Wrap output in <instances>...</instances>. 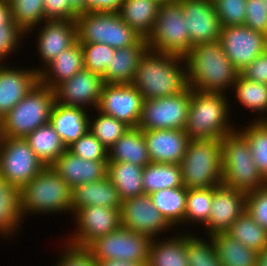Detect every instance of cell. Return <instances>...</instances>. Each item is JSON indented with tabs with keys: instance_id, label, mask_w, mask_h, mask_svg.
<instances>
[{
	"instance_id": "obj_1",
	"label": "cell",
	"mask_w": 267,
	"mask_h": 266,
	"mask_svg": "<svg viewBox=\"0 0 267 266\" xmlns=\"http://www.w3.org/2000/svg\"><path fill=\"white\" fill-rule=\"evenodd\" d=\"M132 85L143 99L182 93L189 87L185 58L147 49L138 63Z\"/></svg>"
},
{
	"instance_id": "obj_2",
	"label": "cell",
	"mask_w": 267,
	"mask_h": 266,
	"mask_svg": "<svg viewBox=\"0 0 267 266\" xmlns=\"http://www.w3.org/2000/svg\"><path fill=\"white\" fill-rule=\"evenodd\" d=\"M188 86L198 92H224L240 72L225 55L219 40L193 45L185 57Z\"/></svg>"
},
{
	"instance_id": "obj_3",
	"label": "cell",
	"mask_w": 267,
	"mask_h": 266,
	"mask_svg": "<svg viewBox=\"0 0 267 266\" xmlns=\"http://www.w3.org/2000/svg\"><path fill=\"white\" fill-rule=\"evenodd\" d=\"M228 99L224 92H198L191 89L184 129L189 139H222L237 130L231 124Z\"/></svg>"
},
{
	"instance_id": "obj_4",
	"label": "cell",
	"mask_w": 267,
	"mask_h": 266,
	"mask_svg": "<svg viewBox=\"0 0 267 266\" xmlns=\"http://www.w3.org/2000/svg\"><path fill=\"white\" fill-rule=\"evenodd\" d=\"M20 197L24 218L32 213L72 214V188L51 166H45L38 175L26 183L20 189Z\"/></svg>"
},
{
	"instance_id": "obj_5",
	"label": "cell",
	"mask_w": 267,
	"mask_h": 266,
	"mask_svg": "<svg viewBox=\"0 0 267 266\" xmlns=\"http://www.w3.org/2000/svg\"><path fill=\"white\" fill-rule=\"evenodd\" d=\"M222 184L243 192H251L267 185L257 168L246 138L237 130L221 139Z\"/></svg>"
},
{
	"instance_id": "obj_6",
	"label": "cell",
	"mask_w": 267,
	"mask_h": 266,
	"mask_svg": "<svg viewBox=\"0 0 267 266\" xmlns=\"http://www.w3.org/2000/svg\"><path fill=\"white\" fill-rule=\"evenodd\" d=\"M180 166L187 189H205L222 184L221 139H190Z\"/></svg>"
},
{
	"instance_id": "obj_7",
	"label": "cell",
	"mask_w": 267,
	"mask_h": 266,
	"mask_svg": "<svg viewBox=\"0 0 267 266\" xmlns=\"http://www.w3.org/2000/svg\"><path fill=\"white\" fill-rule=\"evenodd\" d=\"M54 90L40 82L2 118L3 137L25 138L50 122Z\"/></svg>"
},
{
	"instance_id": "obj_8",
	"label": "cell",
	"mask_w": 267,
	"mask_h": 266,
	"mask_svg": "<svg viewBox=\"0 0 267 266\" xmlns=\"http://www.w3.org/2000/svg\"><path fill=\"white\" fill-rule=\"evenodd\" d=\"M79 43H102L121 49L135 45L142 37L117 12L79 13L75 19Z\"/></svg>"
},
{
	"instance_id": "obj_9",
	"label": "cell",
	"mask_w": 267,
	"mask_h": 266,
	"mask_svg": "<svg viewBox=\"0 0 267 266\" xmlns=\"http://www.w3.org/2000/svg\"><path fill=\"white\" fill-rule=\"evenodd\" d=\"M148 49L185 58L191 42L180 0L160 5L155 25L146 39Z\"/></svg>"
},
{
	"instance_id": "obj_10",
	"label": "cell",
	"mask_w": 267,
	"mask_h": 266,
	"mask_svg": "<svg viewBox=\"0 0 267 266\" xmlns=\"http://www.w3.org/2000/svg\"><path fill=\"white\" fill-rule=\"evenodd\" d=\"M151 241L149 236L120 227L96 239L86 249L96 262L121 260L147 264Z\"/></svg>"
},
{
	"instance_id": "obj_11",
	"label": "cell",
	"mask_w": 267,
	"mask_h": 266,
	"mask_svg": "<svg viewBox=\"0 0 267 266\" xmlns=\"http://www.w3.org/2000/svg\"><path fill=\"white\" fill-rule=\"evenodd\" d=\"M44 168L45 164L25 138L3 137L0 142V175L8 183L21 189Z\"/></svg>"
},
{
	"instance_id": "obj_12",
	"label": "cell",
	"mask_w": 267,
	"mask_h": 266,
	"mask_svg": "<svg viewBox=\"0 0 267 266\" xmlns=\"http://www.w3.org/2000/svg\"><path fill=\"white\" fill-rule=\"evenodd\" d=\"M191 88L157 99H144L138 127L142 130L185 129Z\"/></svg>"
},
{
	"instance_id": "obj_13",
	"label": "cell",
	"mask_w": 267,
	"mask_h": 266,
	"mask_svg": "<svg viewBox=\"0 0 267 266\" xmlns=\"http://www.w3.org/2000/svg\"><path fill=\"white\" fill-rule=\"evenodd\" d=\"M73 216L76 230L69 235L71 237L67 238L66 243L75 247L87 248L96 239L121 227L118 208L88 206L78 209Z\"/></svg>"
},
{
	"instance_id": "obj_14",
	"label": "cell",
	"mask_w": 267,
	"mask_h": 266,
	"mask_svg": "<svg viewBox=\"0 0 267 266\" xmlns=\"http://www.w3.org/2000/svg\"><path fill=\"white\" fill-rule=\"evenodd\" d=\"M219 42L239 72L267 50V35L246 25L222 26Z\"/></svg>"
},
{
	"instance_id": "obj_15",
	"label": "cell",
	"mask_w": 267,
	"mask_h": 266,
	"mask_svg": "<svg viewBox=\"0 0 267 266\" xmlns=\"http://www.w3.org/2000/svg\"><path fill=\"white\" fill-rule=\"evenodd\" d=\"M121 227L137 234L155 239L159 233L170 231L172 226L153 205L149 194H141L122 201L120 209ZM168 229V230H167Z\"/></svg>"
},
{
	"instance_id": "obj_16",
	"label": "cell",
	"mask_w": 267,
	"mask_h": 266,
	"mask_svg": "<svg viewBox=\"0 0 267 266\" xmlns=\"http://www.w3.org/2000/svg\"><path fill=\"white\" fill-rule=\"evenodd\" d=\"M104 85L101 75L83 69L54 89L55 101L64 106L97 109Z\"/></svg>"
},
{
	"instance_id": "obj_17",
	"label": "cell",
	"mask_w": 267,
	"mask_h": 266,
	"mask_svg": "<svg viewBox=\"0 0 267 266\" xmlns=\"http://www.w3.org/2000/svg\"><path fill=\"white\" fill-rule=\"evenodd\" d=\"M143 100L132 84H105L97 109L130 127H138Z\"/></svg>"
},
{
	"instance_id": "obj_18",
	"label": "cell",
	"mask_w": 267,
	"mask_h": 266,
	"mask_svg": "<svg viewBox=\"0 0 267 266\" xmlns=\"http://www.w3.org/2000/svg\"><path fill=\"white\" fill-rule=\"evenodd\" d=\"M193 45L219 40L222 30L213 0H180Z\"/></svg>"
},
{
	"instance_id": "obj_19",
	"label": "cell",
	"mask_w": 267,
	"mask_h": 266,
	"mask_svg": "<svg viewBox=\"0 0 267 266\" xmlns=\"http://www.w3.org/2000/svg\"><path fill=\"white\" fill-rule=\"evenodd\" d=\"M246 194L224 184L213 187L211 212L204 225V229H207V237L228 231L246 211Z\"/></svg>"
},
{
	"instance_id": "obj_20",
	"label": "cell",
	"mask_w": 267,
	"mask_h": 266,
	"mask_svg": "<svg viewBox=\"0 0 267 266\" xmlns=\"http://www.w3.org/2000/svg\"><path fill=\"white\" fill-rule=\"evenodd\" d=\"M45 24V25H42ZM38 27V38L35 39L36 48L39 52L43 67L37 69L41 71L49 64L60 52L70 48L77 41L76 22L70 20H46ZM42 28V29H41ZM42 58V59H41Z\"/></svg>"
},
{
	"instance_id": "obj_21",
	"label": "cell",
	"mask_w": 267,
	"mask_h": 266,
	"mask_svg": "<svg viewBox=\"0 0 267 266\" xmlns=\"http://www.w3.org/2000/svg\"><path fill=\"white\" fill-rule=\"evenodd\" d=\"M0 64V117L3 118L39 83L37 69Z\"/></svg>"
},
{
	"instance_id": "obj_22",
	"label": "cell",
	"mask_w": 267,
	"mask_h": 266,
	"mask_svg": "<svg viewBox=\"0 0 267 266\" xmlns=\"http://www.w3.org/2000/svg\"><path fill=\"white\" fill-rule=\"evenodd\" d=\"M144 138L151 163L179 165L190 140L184 129L144 130Z\"/></svg>"
},
{
	"instance_id": "obj_23",
	"label": "cell",
	"mask_w": 267,
	"mask_h": 266,
	"mask_svg": "<svg viewBox=\"0 0 267 266\" xmlns=\"http://www.w3.org/2000/svg\"><path fill=\"white\" fill-rule=\"evenodd\" d=\"M108 161H89L66 150L51 167L74 189L107 176Z\"/></svg>"
},
{
	"instance_id": "obj_24",
	"label": "cell",
	"mask_w": 267,
	"mask_h": 266,
	"mask_svg": "<svg viewBox=\"0 0 267 266\" xmlns=\"http://www.w3.org/2000/svg\"><path fill=\"white\" fill-rule=\"evenodd\" d=\"M84 69L82 44L76 41L70 48L60 52L39 72V82L54 90L62 82Z\"/></svg>"
},
{
	"instance_id": "obj_25",
	"label": "cell",
	"mask_w": 267,
	"mask_h": 266,
	"mask_svg": "<svg viewBox=\"0 0 267 266\" xmlns=\"http://www.w3.org/2000/svg\"><path fill=\"white\" fill-rule=\"evenodd\" d=\"M147 49L148 44L144 38L130 47L115 49L102 76L105 84H132L138 63Z\"/></svg>"
},
{
	"instance_id": "obj_26",
	"label": "cell",
	"mask_w": 267,
	"mask_h": 266,
	"mask_svg": "<svg viewBox=\"0 0 267 266\" xmlns=\"http://www.w3.org/2000/svg\"><path fill=\"white\" fill-rule=\"evenodd\" d=\"M122 200L118 190L106 176L103 179L77 185L72 189V213L88 206L100 205L121 209Z\"/></svg>"
},
{
	"instance_id": "obj_27",
	"label": "cell",
	"mask_w": 267,
	"mask_h": 266,
	"mask_svg": "<svg viewBox=\"0 0 267 266\" xmlns=\"http://www.w3.org/2000/svg\"><path fill=\"white\" fill-rule=\"evenodd\" d=\"M86 110L79 107L60 105L55 102L51 112L50 123L66 147L89 131V121L92 119L91 117L89 118Z\"/></svg>"
},
{
	"instance_id": "obj_28",
	"label": "cell",
	"mask_w": 267,
	"mask_h": 266,
	"mask_svg": "<svg viewBox=\"0 0 267 266\" xmlns=\"http://www.w3.org/2000/svg\"><path fill=\"white\" fill-rule=\"evenodd\" d=\"M108 162H129L141 167L151 163L144 138V130L139 127H130L108 149Z\"/></svg>"
},
{
	"instance_id": "obj_29",
	"label": "cell",
	"mask_w": 267,
	"mask_h": 266,
	"mask_svg": "<svg viewBox=\"0 0 267 266\" xmlns=\"http://www.w3.org/2000/svg\"><path fill=\"white\" fill-rule=\"evenodd\" d=\"M160 4L154 0H123L116 11L142 38L147 39L151 34Z\"/></svg>"
},
{
	"instance_id": "obj_30",
	"label": "cell",
	"mask_w": 267,
	"mask_h": 266,
	"mask_svg": "<svg viewBox=\"0 0 267 266\" xmlns=\"http://www.w3.org/2000/svg\"><path fill=\"white\" fill-rule=\"evenodd\" d=\"M23 220L20 189L0 175V236L11 238Z\"/></svg>"
},
{
	"instance_id": "obj_31",
	"label": "cell",
	"mask_w": 267,
	"mask_h": 266,
	"mask_svg": "<svg viewBox=\"0 0 267 266\" xmlns=\"http://www.w3.org/2000/svg\"><path fill=\"white\" fill-rule=\"evenodd\" d=\"M186 231L158 241L152 239L147 266H189L186 251ZM183 234V235H182Z\"/></svg>"
},
{
	"instance_id": "obj_32",
	"label": "cell",
	"mask_w": 267,
	"mask_h": 266,
	"mask_svg": "<svg viewBox=\"0 0 267 266\" xmlns=\"http://www.w3.org/2000/svg\"><path fill=\"white\" fill-rule=\"evenodd\" d=\"M143 169L129 162H108L107 177L118 190L122 201L144 194Z\"/></svg>"
},
{
	"instance_id": "obj_33",
	"label": "cell",
	"mask_w": 267,
	"mask_h": 266,
	"mask_svg": "<svg viewBox=\"0 0 267 266\" xmlns=\"http://www.w3.org/2000/svg\"><path fill=\"white\" fill-rule=\"evenodd\" d=\"M222 266H256L258 252L248 248L227 232L210 236Z\"/></svg>"
},
{
	"instance_id": "obj_34",
	"label": "cell",
	"mask_w": 267,
	"mask_h": 266,
	"mask_svg": "<svg viewBox=\"0 0 267 266\" xmlns=\"http://www.w3.org/2000/svg\"><path fill=\"white\" fill-rule=\"evenodd\" d=\"M25 140L45 166H51L67 150L50 122L31 132Z\"/></svg>"
},
{
	"instance_id": "obj_35",
	"label": "cell",
	"mask_w": 267,
	"mask_h": 266,
	"mask_svg": "<svg viewBox=\"0 0 267 266\" xmlns=\"http://www.w3.org/2000/svg\"><path fill=\"white\" fill-rule=\"evenodd\" d=\"M142 185L144 193L176 187H183L181 166L179 164L149 163L143 169Z\"/></svg>"
},
{
	"instance_id": "obj_36",
	"label": "cell",
	"mask_w": 267,
	"mask_h": 266,
	"mask_svg": "<svg viewBox=\"0 0 267 266\" xmlns=\"http://www.w3.org/2000/svg\"><path fill=\"white\" fill-rule=\"evenodd\" d=\"M187 188L176 187L155 191L150 195L153 205L172 226H179L184 221Z\"/></svg>"
},
{
	"instance_id": "obj_37",
	"label": "cell",
	"mask_w": 267,
	"mask_h": 266,
	"mask_svg": "<svg viewBox=\"0 0 267 266\" xmlns=\"http://www.w3.org/2000/svg\"><path fill=\"white\" fill-rule=\"evenodd\" d=\"M232 89L235 92L236 102L248 111L250 109L251 112L260 113L259 118H254V121H267V84L248 80L239 74Z\"/></svg>"
},
{
	"instance_id": "obj_38",
	"label": "cell",
	"mask_w": 267,
	"mask_h": 266,
	"mask_svg": "<svg viewBox=\"0 0 267 266\" xmlns=\"http://www.w3.org/2000/svg\"><path fill=\"white\" fill-rule=\"evenodd\" d=\"M227 233L257 252L267 248V230L254 221L247 211L231 225Z\"/></svg>"
},
{
	"instance_id": "obj_39",
	"label": "cell",
	"mask_w": 267,
	"mask_h": 266,
	"mask_svg": "<svg viewBox=\"0 0 267 266\" xmlns=\"http://www.w3.org/2000/svg\"><path fill=\"white\" fill-rule=\"evenodd\" d=\"M237 130L248 141L252 158L267 180V121H253L247 127Z\"/></svg>"
},
{
	"instance_id": "obj_40",
	"label": "cell",
	"mask_w": 267,
	"mask_h": 266,
	"mask_svg": "<svg viewBox=\"0 0 267 266\" xmlns=\"http://www.w3.org/2000/svg\"><path fill=\"white\" fill-rule=\"evenodd\" d=\"M10 7L12 21L16 23L26 35L46 21L44 17V0H12L10 2Z\"/></svg>"
},
{
	"instance_id": "obj_41",
	"label": "cell",
	"mask_w": 267,
	"mask_h": 266,
	"mask_svg": "<svg viewBox=\"0 0 267 266\" xmlns=\"http://www.w3.org/2000/svg\"><path fill=\"white\" fill-rule=\"evenodd\" d=\"M95 111L98 115H95L94 120L89 121V131L109 149L129 130L130 126L98 109Z\"/></svg>"
},
{
	"instance_id": "obj_42",
	"label": "cell",
	"mask_w": 267,
	"mask_h": 266,
	"mask_svg": "<svg viewBox=\"0 0 267 266\" xmlns=\"http://www.w3.org/2000/svg\"><path fill=\"white\" fill-rule=\"evenodd\" d=\"M213 199V187L205 189H188L186 210L183 224L201 223L208 221Z\"/></svg>"
},
{
	"instance_id": "obj_43",
	"label": "cell",
	"mask_w": 267,
	"mask_h": 266,
	"mask_svg": "<svg viewBox=\"0 0 267 266\" xmlns=\"http://www.w3.org/2000/svg\"><path fill=\"white\" fill-rule=\"evenodd\" d=\"M202 239L195 234H186V251L189 266H222L210 237Z\"/></svg>"
},
{
	"instance_id": "obj_44",
	"label": "cell",
	"mask_w": 267,
	"mask_h": 266,
	"mask_svg": "<svg viewBox=\"0 0 267 266\" xmlns=\"http://www.w3.org/2000/svg\"><path fill=\"white\" fill-rule=\"evenodd\" d=\"M80 44L84 55V69L103 76L115 49L102 43Z\"/></svg>"
},
{
	"instance_id": "obj_45",
	"label": "cell",
	"mask_w": 267,
	"mask_h": 266,
	"mask_svg": "<svg viewBox=\"0 0 267 266\" xmlns=\"http://www.w3.org/2000/svg\"><path fill=\"white\" fill-rule=\"evenodd\" d=\"M73 155L89 161H108V149L90 131L67 147Z\"/></svg>"
},
{
	"instance_id": "obj_46",
	"label": "cell",
	"mask_w": 267,
	"mask_h": 266,
	"mask_svg": "<svg viewBox=\"0 0 267 266\" xmlns=\"http://www.w3.org/2000/svg\"><path fill=\"white\" fill-rule=\"evenodd\" d=\"M222 26L244 25L247 0H213Z\"/></svg>"
},
{
	"instance_id": "obj_47",
	"label": "cell",
	"mask_w": 267,
	"mask_h": 266,
	"mask_svg": "<svg viewBox=\"0 0 267 266\" xmlns=\"http://www.w3.org/2000/svg\"><path fill=\"white\" fill-rule=\"evenodd\" d=\"M246 211L267 230V185L246 194Z\"/></svg>"
},
{
	"instance_id": "obj_48",
	"label": "cell",
	"mask_w": 267,
	"mask_h": 266,
	"mask_svg": "<svg viewBox=\"0 0 267 266\" xmlns=\"http://www.w3.org/2000/svg\"><path fill=\"white\" fill-rule=\"evenodd\" d=\"M244 25L267 35V7L263 0H247Z\"/></svg>"
},
{
	"instance_id": "obj_49",
	"label": "cell",
	"mask_w": 267,
	"mask_h": 266,
	"mask_svg": "<svg viewBox=\"0 0 267 266\" xmlns=\"http://www.w3.org/2000/svg\"><path fill=\"white\" fill-rule=\"evenodd\" d=\"M25 34L26 33L19 26H1L0 64H2L4 59L6 60L7 55L11 56L10 54L14 53L18 49L22 38L26 37Z\"/></svg>"
},
{
	"instance_id": "obj_50",
	"label": "cell",
	"mask_w": 267,
	"mask_h": 266,
	"mask_svg": "<svg viewBox=\"0 0 267 266\" xmlns=\"http://www.w3.org/2000/svg\"><path fill=\"white\" fill-rule=\"evenodd\" d=\"M62 254L55 266H97V262L86 248L75 247L65 243Z\"/></svg>"
},
{
	"instance_id": "obj_51",
	"label": "cell",
	"mask_w": 267,
	"mask_h": 266,
	"mask_svg": "<svg viewBox=\"0 0 267 266\" xmlns=\"http://www.w3.org/2000/svg\"><path fill=\"white\" fill-rule=\"evenodd\" d=\"M79 13L72 7L70 0H44L46 20L75 21Z\"/></svg>"
},
{
	"instance_id": "obj_52",
	"label": "cell",
	"mask_w": 267,
	"mask_h": 266,
	"mask_svg": "<svg viewBox=\"0 0 267 266\" xmlns=\"http://www.w3.org/2000/svg\"><path fill=\"white\" fill-rule=\"evenodd\" d=\"M240 74L248 80L267 84V50L259 54Z\"/></svg>"
},
{
	"instance_id": "obj_53",
	"label": "cell",
	"mask_w": 267,
	"mask_h": 266,
	"mask_svg": "<svg viewBox=\"0 0 267 266\" xmlns=\"http://www.w3.org/2000/svg\"><path fill=\"white\" fill-rule=\"evenodd\" d=\"M123 0H86V11L116 12Z\"/></svg>"
},
{
	"instance_id": "obj_54",
	"label": "cell",
	"mask_w": 267,
	"mask_h": 266,
	"mask_svg": "<svg viewBox=\"0 0 267 266\" xmlns=\"http://www.w3.org/2000/svg\"><path fill=\"white\" fill-rule=\"evenodd\" d=\"M1 26H18L12 21L10 2L0 1V28Z\"/></svg>"
},
{
	"instance_id": "obj_55",
	"label": "cell",
	"mask_w": 267,
	"mask_h": 266,
	"mask_svg": "<svg viewBox=\"0 0 267 266\" xmlns=\"http://www.w3.org/2000/svg\"><path fill=\"white\" fill-rule=\"evenodd\" d=\"M97 266H147V264L125 262L121 260H103L97 262Z\"/></svg>"
},
{
	"instance_id": "obj_56",
	"label": "cell",
	"mask_w": 267,
	"mask_h": 266,
	"mask_svg": "<svg viewBox=\"0 0 267 266\" xmlns=\"http://www.w3.org/2000/svg\"><path fill=\"white\" fill-rule=\"evenodd\" d=\"M72 7L78 12H86V0H70Z\"/></svg>"
},
{
	"instance_id": "obj_57",
	"label": "cell",
	"mask_w": 267,
	"mask_h": 266,
	"mask_svg": "<svg viewBox=\"0 0 267 266\" xmlns=\"http://www.w3.org/2000/svg\"><path fill=\"white\" fill-rule=\"evenodd\" d=\"M256 266H267V248L258 252Z\"/></svg>"
},
{
	"instance_id": "obj_58",
	"label": "cell",
	"mask_w": 267,
	"mask_h": 266,
	"mask_svg": "<svg viewBox=\"0 0 267 266\" xmlns=\"http://www.w3.org/2000/svg\"><path fill=\"white\" fill-rule=\"evenodd\" d=\"M3 139V131H2V118L0 117V142Z\"/></svg>"
},
{
	"instance_id": "obj_59",
	"label": "cell",
	"mask_w": 267,
	"mask_h": 266,
	"mask_svg": "<svg viewBox=\"0 0 267 266\" xmlns=\"http://www.w3.org/2000/svg\"><path fill=\"white\" fill-rule=\"evenodd\" d=\"M154 1H156L157 3H159L161 5V4H165V3H168V2H172L174 0H154Z\"/></svg>"
},
{
	"instance_id": "obj_60",
	"label": "cell",
	"mask_w": 267,
	"mask_h": 266,
	"mask_svg": "<svg viewBox=\"0 0 267 266\" xmlns=\"http://www.w3.org/2000/svg\"><path fill=\"white\" fill-rule=\"evenodd\" d=\"M0 1H6V2H11L12 0H0Z\"/></svg>"
}]
</instances>
